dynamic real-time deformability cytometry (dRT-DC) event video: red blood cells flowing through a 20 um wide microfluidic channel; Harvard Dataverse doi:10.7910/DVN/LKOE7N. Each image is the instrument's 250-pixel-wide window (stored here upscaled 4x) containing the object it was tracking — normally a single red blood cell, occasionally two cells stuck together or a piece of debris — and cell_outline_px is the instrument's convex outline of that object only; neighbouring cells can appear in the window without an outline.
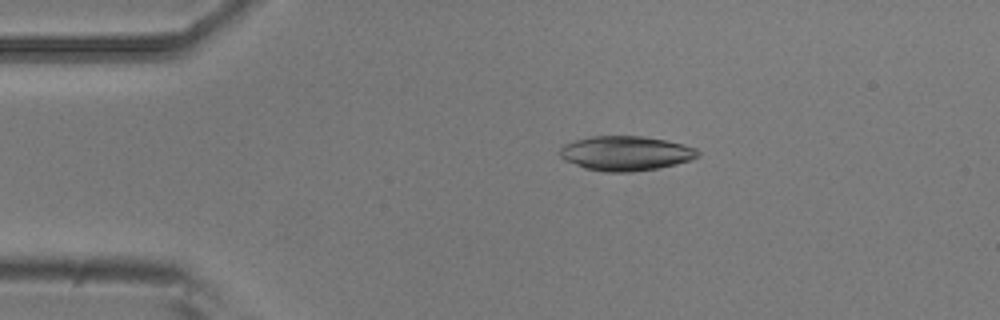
{"species": "common noctule bat (a hibernating species)", "species_latin": "Nyctalus noctula", "temperature_condition": "room temperature", "stored_images_in_passage": 5, "camera_frame_rate_fps": 3000, "um_per_image_px": 0.085, "animal": {"sex": "male", "body_mass_g": 20.5, "forearm_length_mm": 52.5}, "frame": {"image": 1, "passage_image": 3, "time_ms": 0.667, "image_size_px": [1000, 320], "cell_outline_px": [[700, 156], [692, 160], [660, 168], [632, 172], [604, 172], [584, 168], [564, 160], [560, 156], [560, 148], [564, 144], [576, 140], [592, 136], [644, 136], [684, 144], [696, 148], [700, 152]], "centroid_in_image_um": [53.21, 13.04], "position_along_channel_um": 31.8, "area_um2": 28.03}}